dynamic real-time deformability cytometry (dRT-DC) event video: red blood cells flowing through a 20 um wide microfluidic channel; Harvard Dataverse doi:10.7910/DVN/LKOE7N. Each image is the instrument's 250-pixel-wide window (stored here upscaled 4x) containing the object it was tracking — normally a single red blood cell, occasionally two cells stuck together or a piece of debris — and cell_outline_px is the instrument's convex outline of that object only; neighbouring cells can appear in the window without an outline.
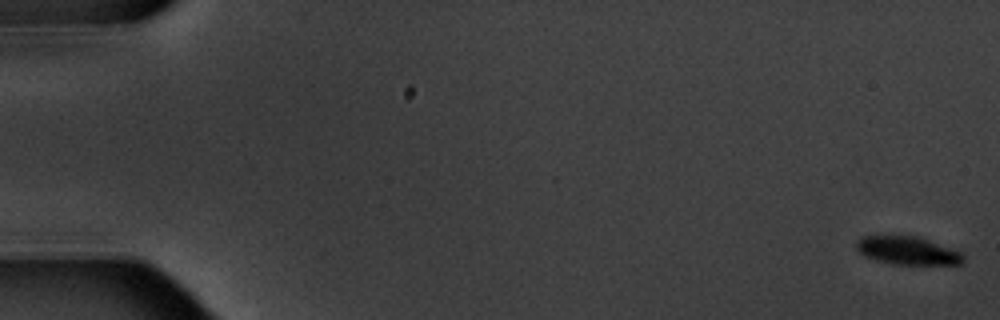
{"species": "common noctule bat (a hibernating species)", "species_latin": "Nyctalus noctula", "temperature_condition": "warm", "stored_images_in_passage": 8, "camera_frame_rate_fps": 3000, "um_per_image_px": 0.085, "animal": {"sex": "male", "body_mass_g": 20.1, "forearm_length_mm": 53.5}, "frame": {"image": 1, "passage_image": 1, "time_ms": 0.0, "image_size_px": [1000, 320], "cell_outline_px": [[964, 260], [960, 264], [892, 264], [876, 260], [864, 256], [856, 248], [856, 240], [864, 236], [920, 236], [964, 252]], "centroid_in_image_um": [77.18, 21.29], "position_along_channel_um": 7.8, "area_um2": 17.69}}
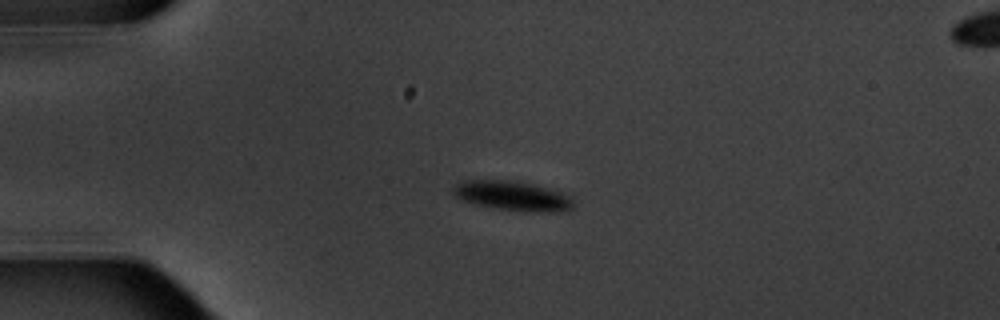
{"frame": {"image": 2, "passage_image": 5, "time_ms": 4.667, "image_size_px": [1000, 320], "cell_outline_px": [[572, 208], [564, 212], [528, 212], [492, 208], [472, 204], [460, 200], [452, 192], [452, 188], [456, 184], [464, 180], [516, 180], [536, 184], [564, 192], [572, 196]], "centroid_in_image_um": [43.59, 16.65], "position_along_channel_um": 41.4, "area_um2": 21.44}}
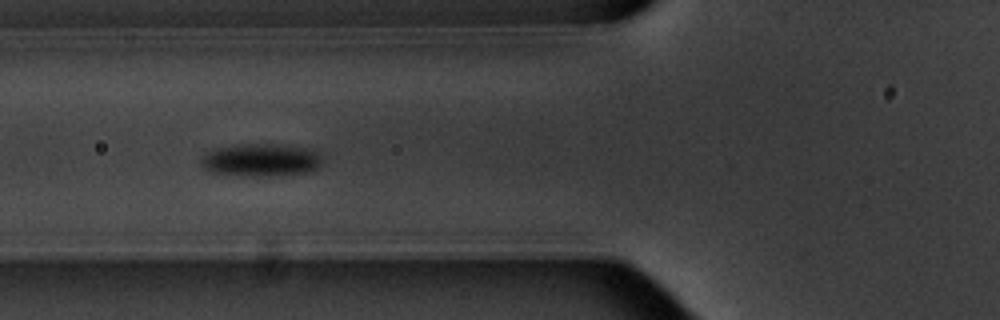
{"frame": {"image": 3, "passage_image": 7, "time_ms": 7.333, "image_size_px": [1000, 320], "cell_outline_px": [[324, 160], [312, 172], [264, 176], [240, 176], [212, 172], [204, 168], [200, 164], [200, 156], [216, 148], [240, 144], [284, 144], [308, 148], [324, 156]], "centroid_in_image_um": [22.2, 13.6], "position_along_channel_um": 103.6, "area_um2": 23.52}}